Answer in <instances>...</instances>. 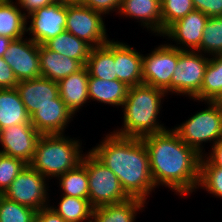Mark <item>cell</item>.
Here are the masks:
<instances>
[{
	"label": "cell",
	"instance_id": "f1b7e54d",
	"mask_svg": "<svg viewBox=\"0 0 222 222\" xmlns=\"http://www.w3.org/2000/svg\"><path fill=\"white\" fill-rule=\"evenodd\" d=\"M62 195L88 199L89 186L86 167L79 163L74 169L57 178Z\"/></svg>",
	"mask_w": 222,
	"mask_h": 222
},
{
	"label": "cell",
	"instance_id": "836d02e7",
	"mask_svg": "<svg viewBox=\"0 0 222 222\" xmlns=\"http://www.w3.org/2000/svg\"><path fill=\"white\" fill-rule=\"evenodd\" d=\"M26 165L21 159L0 153V194L6 191Z\"/></svg>",
	"mask_w": 222,
	"mask_h": 222
},
{
	"label": "cell",
	"instance_id": "d6986e66",
	"mask_svg": "<svg viewBox=\"0 0 222 222\" xmlns=\"http://www.w3.org/2000/svg\"><path fill=\"white\" fill-rule=\"evenodd\" d=\"M39 61L41 76L57 83L84 67L78 60L65 57L45 45H39Z\"/></svg>",
	"mask_w": 222,
	"mask_h": 222
},
{
	"label": "cell",
	"instance_id": "8fae6325",
	"mask_svg": "<svg viewBox=\"0 0 222 222\" xmlns=\"http://www.w3.org/2000/svg\"><path fill=\"white\" fill-rule=\"evenodd\" d=\"M29 22V27H26V33L30 35L29 38L38 45H44L65 31L67 5L62 2H55L52 5L37 9L27 16V25Z\"/></svg>",
	"mask_w": 222,
	"mask_h": 222
},
{
	"label": "cell",
	"instance_id": "f35d334b",
	"mask_svg": "<svg viewBox=\"0 0 222 222\" xmlns=\"http://www.w3.org/2000/svg\"><path fill=\"white\" fill-rule=\"evenodd\" d=\"M33 222H66L50 206L36 211Z\"/></svg>",
	"mask_w": 222,
	"mask_h": 222
},
{
	"label": "cell",
	"instance_id": "1f68e13d",
	"mask_svg": "<svg viewBox=\"0 0 222 222\" xmlns=\"http://www.w3.org/2000/svg\"><path fill=\"white\" fill-rule=\"evenodd\" d=\"M36 211L0 194V222H33Z\"/></svg>",
	"mask_w": 222,
	"mask_h": 222
},
{
	"label": "cell",
	"instance_id": "ab89813d",
	"mask_svg": "<svg viewBox=\"0 0 222 222\" xmlns=\"http://www.w3.org/2000/svg\"><path fill=\"white\" fill-rule=\"evenodd\" d=\"M210 151L209 155L207 153L204 157L212 165L222 168V138H220L213 146H211Z\"/></svg>",
	"mask_w": 222,
	"mask_h": 222
},
{
	"label": "cell",
	"instance_id": "ee69618b",
	"mask_svg": "<svg viewBox=\"0 0 222 222\" xmlns=\"http://www.w3.org/2000/svg\"><path fill=\"white\" fill-rule=\"evenodd\" d=\"M54 2H62V0H53Z\"/></svg>",
	"mask_w": 222,
	"mask_h": 222
},
{
	"label": "cell",
	"instance_id": "5b68a950",
	"mask_svg": "<svg viewBox=\"0 0 222 222\" xmlns=\"http://www.w3.org/2000/svg\"><path fill=\"white\" fill-rule=\"evenodd\" d=\"M204 103H207L208 108L197 111L195 115L173 128L180 139L201 156L206 154L203 143L210 142L213 146L222 138V110L213 101Z\"/></svg>",
	"mask_w": 222,
	"mask_h": 222
},
{
	"label": "cell",
	"instance_id": "83f0119b",
	"mask_svg": "<svg viewBox=\"0 0 222 222\" xmlns=\"http://www.w3.org/2000/svg\"><path fill=\"white\" fill-rule=\"evenodd\" d=\"M222 93V54L210 58L203 84L194 101H214Z\"/></svg>",
	"mask_w": 222,
	"mask_h": 222
},
{
	"label": "cell",
	"instance_id": "9a60e30c",
	"mask_svg": "<svg viewBox=\"0 0 222 222\" xmlns=\"http://www.w3.org/2000/svg\"><path fill=\"white\" fill-rule=\"evenodd\" d=\"M15 88L30 117L45 104H65L59 96L58 83L42 76L19 81Z\"/></svg>",
	"mask_w": 222,
	"mask_h": 222
},
{
	"label": "cell",
	"instance_id": "7c38bea8",
	"mask_svg": "<svg viewBox=\"0 0 222 222\" xmlns=\"http://www.w3.org/2000/svg\"><path fill=\"white\" fill-rule=\"evenodd\" d=\"M25 37L12 40L3 56L18 82L41 77L39 45Z\"/></svg>",
	"mask_w": 222,
	"mask_h": 222
},
{
	"label": "cell",
	"instance_id": "30bf717a",
	"mask_svg": "<svg viewBox=\"0 0 222 222\" xmlns=\"http://www.w3.org/2000/svg\"><path fill=\"white\" fill-rule=\"evenodd\" d=\"M146 55L142 57L143 83L165 90L178 63V49L162 43Z\"/></svg>",
	"mask_w": 222,
	"mask_h": 222
},
{
	"label": "cell",
	"instance_id": "2e32d148",
	"mask_svg": "<svg viewBox=\"0 0 222 222\" xmlns=\"http://www.w3.org/2000/svg\"><path fill=\"white\" fill-rule=\"evenodd\" d=\"M142 57L143 54L132 46L114 40L116 79L124 82L128 87L142 84Z\"/></svg>",
	"mask_w": 222,
	"mask_h": 222
},
{
	"label": "cell",
	"instance_id": "e0dca14e",
	"mask_svg": "<svg viewBox=\"0 0 222 222\" xmlns=\"http://www.w3.org/2000/svg\"><path fill=\"white\" fill-rule=\"evenodd\" d=\"M118 14L137 19L141 26L161 37V0H121Z\"/></svg>",
	"mask_w": 222,
	"mask_h": 222
},
{
	"label": "cell",
	"instance_id": "ffe728a7",
	"mask_svg": "<svg viewBox=\"0 0 222 222\" xmlns=\"http://www.w3.org/2000/svg\"><path fill=\"white\" fill-rule=\"evenodd\" d=\"M89 74L84 66L58 82L59 96L65 105L75 115L89 100L88 97Z\"/></svg>",
	"mask_w": 222,
	"mask_h": 222
},
{
	"label": "cell",
	"instance_id": "f546056e",
	"mask_svg": "<svg viewBox=\"0 0 222 222\" xmlns=\"http://www.w3.org/2000/svg\"><path fill=\"white\" fill-rule=\"evenodd\" d=\"M196 51L210 57L222 54V16L209 17Z\"/></svg>",
	"mask_w": 222,
	"mask_h": 222
},
{
	"label": "cell",
	"instance_id": "ac0fdd59",
	"mask_svg": "<svg viewBox=\"0 0 222 222\" xmlns=\"http://www.w3.org/2000/svg\"><path fill=\"white\" fill-rule=\"evenodd\" d=\"M74 116L65 104H45L30 117V122L41 135L64 134Z\"/></svg>",
	"mask_w": 222,
	"mask_h": 222
},
{
	"label": "cell",
	"instance_id": "9c48e42d",
	"mask_svg": "<svg viewBox=\"0 0 222 222\" xmlns=\"http://www.w3.org/2000/svg\"><path fill=\"white\" fill-rule=\"evenodd\" d=\"M103 14L83 4L67 5L65 30L88 43L92 48L105 45L108 38Z\"/></svg>",
	"mask_w": 222,
	"mask_h": 222
},
{
	"label": "cell",
	"instance_id": "74e56055",
	"mask_svg": "<svg viewBox=\"0 0 222 222\" xmlns=\"http://www.w3.org/2000/svg\"><path fill=\"white\" fill-rule=\"evenodd\" d=\"M22 12L28 16L35 10L55 3L53 0H15ZM27 12V13H26Z\"/></svg>",
	"mask_w": 222,
	"mask_h": 222
},
{
	"label": "cell",
	"instance_id": "7bdbcfd3",
	"mask_svg": "<svg viewBox=\"0 0 222 222\" xmlns=\"http://www.w3.org/2000/svg\"><path fill=\"white\" fill-rule=\"evenodd\" d=\"M213 102L222 110V93Z\"/></svg>",
	"mask_w": 222,
	"mask_h": 222
},
{
	"label": "cell",
	"instance_id": "8d00e7d4",
	"mask_svg": "<svg viewBox=\"0 0 222 222\" xmlns=\"http://www.w3.org/2000/svg\"><path fill=\"white\" fill-rule=\"evenodd\" d=\"M18 84L11 67L0 57V89H12Z\"/></svg>",
	"mask_w": 222,
	"mask_h": 222
},
{
	"label": "cell",
	"instance_id": "6da1fadb",
	"mask_svg": "<svg viewBox=\"0 0 222 222\" xmlns=\"http://www.w3.org/2000/svg\"><path fill=\"white\" fill-rule=\"evenodd\" d=\"M149 154L151 177L161 185L186 196L198 189L201 155L182 141L173 129L141 138Z\"/></svg>",
	"mask_w": 222,
	"mask_h": 222
},
{
	"label": "cell",
	"instance_id": "52a82bcc",
	"mask_svg": "<svg viewBox=\"0 0 222 222\" xmlns=\"http://www.w3.org/2000/svg\"><path fill=\"white\" fill-rule=\"evenodd\" d=\"M209 60V56L198 51L178 49V63L165 93L194 99L201 90Z\"/></svg>",
	"mask_w": 222,
	"mask_h": 222
},
{
	"label": "cell",
	"instance_id": "d590c367",
	"mask_svg": "<svg viewBox=\"0 0 222 222\" xmlns=\"http://www.w3.org/2000/svg\"><path fill=\"white\" fill-rule=\"evenodd\" d=\"M195 10L208 17L222 16V0H192Z\"/></svg>",
	"mask_w": 222,
	"mask_h": 222
},
{
	"label": "cell",
	"instance_id": "603a6c76",
	"mask_svg": "<svg viewBox=\"0 0 222 222\" xmlns=\"http://www.w3.org/2000/svg\"><path fill=\"white\" fill-rule=\"evenodd\" d=\"M144 202L137 198H129L127 201L105 205L93 209L91 222H135L137 213L144 210Z\"/></svg>",
	"mask_w": 222,
	"mask_h": 222
},
{
	"label": "cell",
	"instance_id": "44dd1931",
	"mask_svg": "<svg viewBox=\"0 0 222 222\" xmlns=\"http://www.w3.org/2000/svg\"><path fill=\"white\" fill-rule=\"evenodd\" d=\"M129 87L122 81L115 80H103L89 76L88 79V97L89 102L91 100L108 104L109 106H121L127 97Z\"/></svg>",
	"mask_w": 222,
	"mask_h": 222
},
{
	"label": "cell",
	"instance_id": "ba28073f",
	"mask_svg": "<svg viewBox=\"0 0 222 222\" xmlns=\"http://www.w3.org/2000/svg\"><path fill=\"white\" fill-rule=\"evenodd\" d=\"M47 182L46 177L27 164L2 195L39 211L50 206Z\"/></svg>",
	"mask_w": 222,
	"mask_h": 222
},
{
	"label": "cell",
	"instance_id": "d6a6232c",
	"mask_svg": "<svg viewBox=\"0 0 222 222\" xmlns=\"http://www.w3.org/2000/svg\"><path fill=\"white\" fill-rule=\"evenodd\" d=\"M194 10L192 0H161L162 34L171 24Z\"/></svg>",
	"mask_w": 222,
	"mask_h": 222
},
{
	"label": "cell",
	"instance_id": "7402d4cb",
	"mask_svg": "<svg viewBox=\"0 0 222 222\" xmlns=\"http://www.w3.org/2000/svg\"><path fill=\"white\" fill-rule=\"evenodd\" d=\"M31 124L16 88L0 89V130L12 125Z\"/></svg>",
	"mask_w": 222,
	"mask_h": 222
},
{
	"label": "cell",
	"instance_id": "d4e9b609",
	"mask_svg": "<svg viewBox=\"0 0 222 222\" xmlns=\"http://www.w3.org/2000/svg\"><path fill=\"white\" fill-rule=\"evenodd\" d=\"M27 16L13 0L0 2V36L10 39L22 38L26 33Z\"/></svg>",
	"mask_w": 222,
	"mask_h": 222
},
{
	"label": "cell",
	"instance_id": "e575fe53",
	"mask_svg": "<svg viewBox=\"0 0 222 222\" xmlns=\"http://www.w3.org/2000/svg\"><path fill=\"white\" fill-rule=\"evenodd\" d=\"M83 5L103 15L114 11L118 14L121 0H85Z\"/></svg>",
	"mask_w": 222,
	"mask_h": 222
},
{
	"label": "cell",
	"instance_id": "4316f807",
	"mask_svg": "<svg viewBox=\"0 0 222 222\" xmlns=\"http://www.w3.org/2000/svg\"><path fill=\"white\" fill-rule=\"evenodd\" d=\"M66 222H91L93 207L89 199L62 195L57 206H50Z\"/></svg>",
	"mask_w": 222,
	"mask_h": 222
},
{
	"label": "cell",
	"instance_id": "cb8c5ba5",
	"mask_svg": "<svg viewBox=\"0 0 222 222\" xmlns=\"http://www.w3.org/2000/svg\"><path fill=\"white\" fill-rule=\"evenodd\" d=\"M85 67L91 77L115 80L114 39L109 40L105 45L92 48Z\"/></svg>",
	"mask_w": 222,
	"mask_h": 222
},
{
	"label": "cell",
	"instance_id": "7a4b0ae2",
	"mask_svg": "<svg viewBox=\"0 0 222 222\" xmlns=\"http://www.w3.org/2000/svg\"><path fill=\"white\" fill-rule=\"evenodd\" d=\"M90 151L111 169L129 198L147 201L155 191L149 154L141 138L122 137L110 132Z\"/></svg>",
	"mask_w": 222,
	"mask_h": 222
},
{
	"label": "cell",
	"instance_id": "8992f818",
	"mask_svg": "<svg viewBox=\"0 0 222 222\" xmlns=\"http://www.w3.org/2000/svg\"><path fill=\"white\" fill-rule=\"evenodd\" d=\"M81 163L88 174L89 202L93 208L127 201L116 174L101 162L90 150L85 152Z\"/></svg>",
	"mask_w": 222,
	"mask_h": 222
},
{
	"label": "cell",
	"instance_id": "3957f363",
	"mask_svg": "<svg viewBox=\"0 0 222 222\" xmlns=\"http://www.w3.org/2000/svg\"><path fill=\"white\" fill-rule=\"evenodd\" d=\"M166 96L164 90L144 83L129 87L121 107L124 115L122 128L113 133L122 137L143 138L167 130L158 119Z\"/></svg>",
	"mask_w": 222,
	"mask_h": 222
},
{
	"label": "cell",
	"instance_id": "484cf974",
	"mask_svg": "<svg viewBox=\"0 0 222 222\" xmlns=\"http://www.w3.org/2000/svg\"><path fill=\"white\" fill-rule=\"evenodd\" d=\"M48 49L65 57L78 60L85 66L92 47L68 31H64L44 44Z\"/></svg>",
	"mask_w": 222,
	"mask_h": 222
},
{
	"label": "cell",
	"instance_id": "4fadbf2b",
	"mask_svg": "<svg viewBox=\"0 0 222 222\" xmlns=\"http://www.w3.org/2000/svg\"><path fill=\"white\" fill-rule=\"evenodd\" d=\"M40 137L41 134L32 124L12 125L0 130V153L29 164Z\"/></svg>",
	"mask_w": 222,
	"mask_h": 222
},
{
	"label": "cell",
	"instance_id": "4dcf8cb0",
	"mask_svg": "<svg viewBox=\"0 0 222 222\" xmlns=\"http://www.w3.org/2000/svg\"><path fill=\"white\" fill-rule=\"evenodd\" d=\"M198 188L208 191L213 197L222 199V168L212 165L204 156L200 161Z\"/></svg>",
	"mask_w": 222,
	"mask_h": 222
},
{
	"label": "cell",
	"instance_id": "277c9868",
	"mask_svg": "<svg viewBox=\"0 0 222 222\" xmlns=\"http://www.w3.org/2000/svg\"><path fill=\"white\" fill-rule=\"evenodd\" d=\"M81 145L80 139L65 134L41 135L29 165L48 180L57 179L81 163L84 155Z\"/></svg>",
	"mask_w": 222,
	"mask_h": 222
},
{
	"label": "cell",
	"instance_id": "60d3db41",
	"mask_svg": "<svg viewBox=\"0 0 222 222\" xmlns=\"http://www.w3.org/2000/svg\"><path fill=\"white\" fill-rule=\"evenodd\" d=\"M12 40L9 37L0 36V57L4 56Z\"/></svg>",
	"mask_w": 222,
	"mask_h": 222
},
{
	"label": "cell",
	"instance_id": "5bb4252c",
	"mask_svg": "<svg viewBox=\"0 0 222 222\" xmlns=\"http://www.w3.org/2000/svg\"><path fill=\"white\" fill-rule=\"evenodd\" d=\"M209 17L204 13L194 10L185 17L171 24L161 35L174 41L169 45L180 50L196 51L200 47L203 30Z\"/></svg>",
	"mask_w": 222,
	"mask_h": 222
},
{
	"label": "cell",
	"instance_id": "b9f144b4",
	"mask_svg": "<svg viewBox=\"0 0 222 222\" xmlns=\"http://www.w3.org/2000/svg\"><path fill=\"white\" fill-rule=\"evenodd\" d=\"M85 0H62L66 5L84 4Z\"/></svg>",
	"mask_w": 222,
	"mask_h": 222
}]
</instances>
